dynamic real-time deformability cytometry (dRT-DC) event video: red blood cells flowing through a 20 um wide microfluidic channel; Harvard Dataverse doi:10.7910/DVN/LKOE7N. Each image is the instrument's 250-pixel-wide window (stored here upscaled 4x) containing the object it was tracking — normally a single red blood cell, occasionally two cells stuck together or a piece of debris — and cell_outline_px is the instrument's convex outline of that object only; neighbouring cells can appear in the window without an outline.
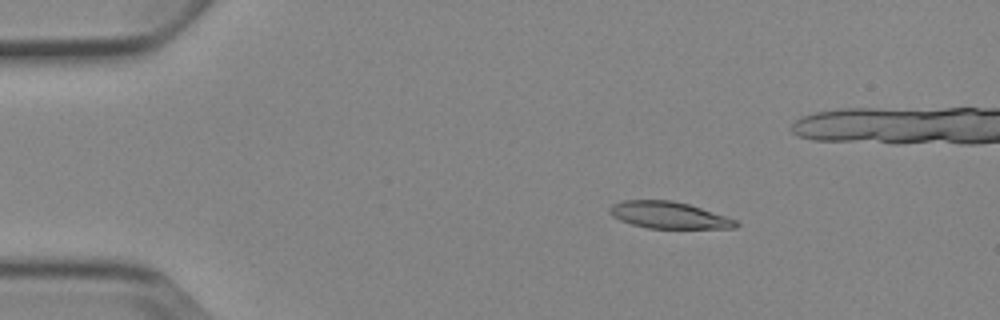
{"species": "Egyptian fruit bat (a non-hibernating species)", "species_latin": "Rousettus aegyptiacus", "temperature_condition": "cold", "stored_images_in_passage": 5, "camera_frame_rate_fps": 3000, "um_per_image_px": 0.085, "animal": {"sex": "female"}, "frame": {"image": 1, "passage_image": 2, "time_ms": 1.333, "image_size_px": [1000, 320], "cell_outline_px": [[740, 224], [736, 228], [648, 228], [632, 224], [620, 220], [612, 216], [608, 212], [608, 208], [612, 204], [624, 200], [672, 200], [688, 204], [736, 220]], "centroid_in_image_um": [56.8, 18.28], "position_along_channel_um": 28.2, "area_um2": 19.54}}